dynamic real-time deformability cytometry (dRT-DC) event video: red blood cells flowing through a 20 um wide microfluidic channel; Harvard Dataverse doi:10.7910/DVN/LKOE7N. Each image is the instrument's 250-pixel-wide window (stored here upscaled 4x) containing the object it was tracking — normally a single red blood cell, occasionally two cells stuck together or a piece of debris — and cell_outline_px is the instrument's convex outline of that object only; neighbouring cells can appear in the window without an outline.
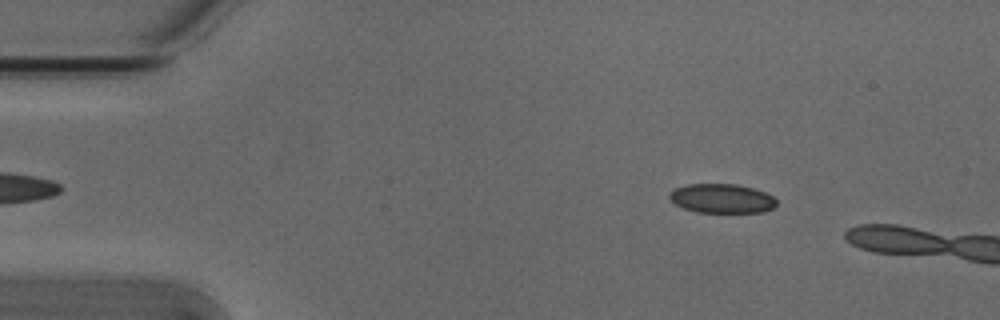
{"species": "Egyptian fruit bat (a non-hibernating species)", "species_latin": "Rousettus aegyptiacus", "temperature_condition": "cold", "stored_images_in_passage": 10, "camera_frame_rate_fps": 3000, "um_per_image_px": 0.085, "animal": {"sex": "male"}, "frame": {"image": 1, "passage_image": 7, "time_ms": 2.0, "image_size_px": [1000, 320], "cell_outline_px": [[776, 204], [772, 208], [764, 212], [696, 212], [684, 208], [676, 204], [668, 196], [676, 188], [688, 184], [736, 184], [752, 188], [764, 192], [772, 196], [776, 200]], "centroid_in_image_um": [61.37, 16.87], "position_along_channel_um": 23.6, "area_um2": 17.98}}